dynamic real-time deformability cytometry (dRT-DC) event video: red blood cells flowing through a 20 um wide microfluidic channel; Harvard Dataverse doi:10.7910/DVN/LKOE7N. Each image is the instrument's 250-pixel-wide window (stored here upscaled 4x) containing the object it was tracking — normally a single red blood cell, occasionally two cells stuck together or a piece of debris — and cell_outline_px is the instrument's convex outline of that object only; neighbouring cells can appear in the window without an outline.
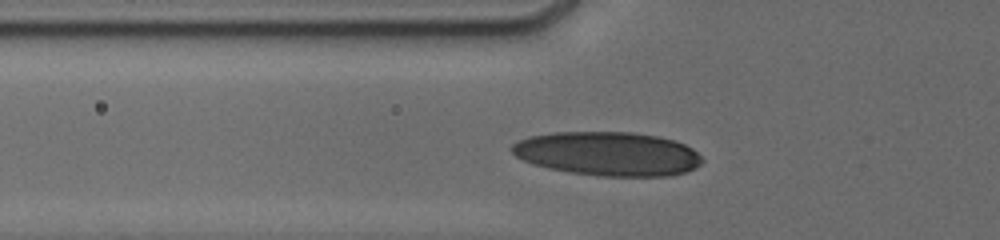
{"species": "human", "species_latin": "Homo sapiens", "temperature_condition": "cold", "stored_images_in_passage": 23, "camera_frame_rate_fps": 3000, "um_per_image_px": 0.085, "donor": {"sex": "male"}, "frame": {"image": 1, "passage_image": 8, "time_ms": 4.0, "image_size_px": [1000, 240], "cell_outline_px": [[704, 160], [700, 164], [684, 172], [668, 176], [600, 176], [572, 172], [548, 168], [532, 164], [516, 156], [508, 148], [512, 144], [520, 140], [532, 136], [556, 132], [632, 132], [660, 136], [684, 144], [692, 148]], "centroid_in_image_um": [51.66, 13.06], "position_along_channel_um": 74.1, "area_um2": 48.55}}
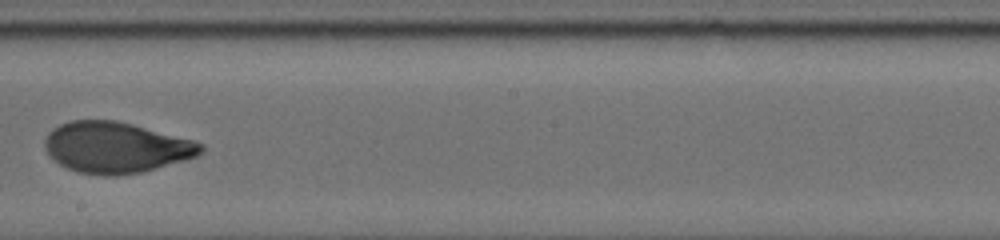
{"frame": {"image": 2, "passage_image": 17, "time_ms": 8.333, "image_size_px": [1000, 240], "cell_outline_px": [[204, 148], [196, 156], [184, 160], [144, 172], [120, 176], [104, 176], [76, 172], [60, 164], [48, 156], [44, 144], [44, 140], [48, 132], [52, 128], [60, 124], [72, 120], [116, 120], [192, 140], [204, 144]], "centroid_in_image_um": [9.81, 12.55], "position_along_channel_um": 238.4, "area_um2": 46.41}}
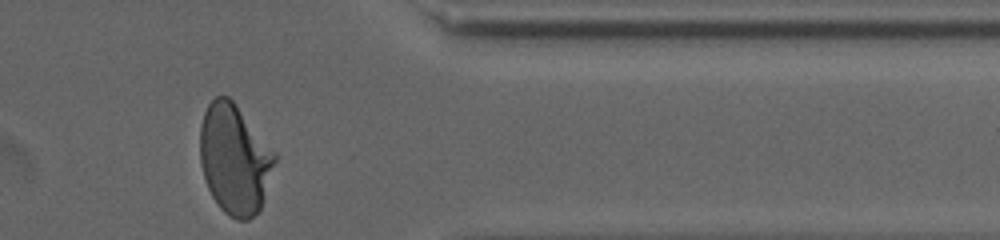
{"frame": {"image": 3, "passage_image": 23, "time_ms": 12.667, "image_size_px": [1000, 240], "cell_outline_px": [[276, 160], [260, 212], [248, 220], [236, 220], [224, 212], [220, 208], [212, 196], [208, 188], [200, 164], [200, 128], [204, 112], [208, 104], [216, 96], [228, 96], [236, 104], [276, 152]], "centroid_in_image_um": [19.95, 13.54], "position_along_channel_um": 391.5, "area_um2": 48.03}, "authors_computed_cell_mechanics": {"area_um2": 46.24, "velocity_mm_per_s": 3.7956, "shape_relaxation_time_tau1_ms": 5.1062, "shape_relaxation_time_tau2_ms": 0.6737, "deformation_change_tau1": 0.1848, "deformation_change_tau2": 0.0479}}